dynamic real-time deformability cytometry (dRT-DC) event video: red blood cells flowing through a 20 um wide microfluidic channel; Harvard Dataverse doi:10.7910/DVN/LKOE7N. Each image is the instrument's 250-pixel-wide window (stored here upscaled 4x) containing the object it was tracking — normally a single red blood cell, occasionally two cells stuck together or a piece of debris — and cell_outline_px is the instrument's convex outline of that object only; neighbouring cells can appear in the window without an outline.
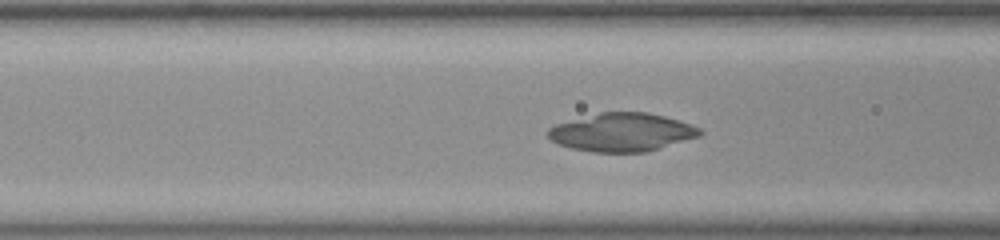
{"species": "common noctule bat (a hibernating species)", "species_latin": "Nyctalus noctula", "temperature_condition": "room temperature", "stored_images_in_passage": 13, "camera_frame_rate_fps": 3000, "um_per_image_px": 0.085, "animal": {"sex": "female", "body_mass_g": 23.0, "forearm_length_mm": 53.4}, "frame": {"image": 1, "passage_image": 8, "time_ms": 2.333, "image_size_px": [1000, 240], "cell_outline_px": [[704, 132], [700, 136], [644, 152], [592, 152], [572, 148], [560, 144], [552, 140], [548, 136], [548, 128], [556, 124], [600, 112], [648, 112], [680, 120], [700, 128]], "centroid_in_image_um": [52.88, 11.23], "position_along_channel_um": 113.7, "area_um2": 33.64}}
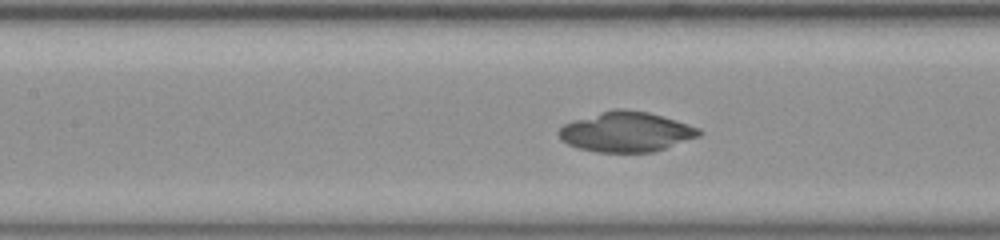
{"frame": {"image": 2, "passage_image": 11, "time_ms": 3.333, "image_size_px": [1000, 240], "cell_outline_px": [[704, 132], [700, 136], [652, 152], [596, 152], [580, 148], [568, 144], [560, 140], [556, 132], [564, 124], [572, 120], [616, 108], [624, 108], [648, 112], [676, 120], [700, 128]], "centroid_in_image_um": [53.21, 11.2], "position_along_channel_um": 154.2, "area_um2": 32.71}}